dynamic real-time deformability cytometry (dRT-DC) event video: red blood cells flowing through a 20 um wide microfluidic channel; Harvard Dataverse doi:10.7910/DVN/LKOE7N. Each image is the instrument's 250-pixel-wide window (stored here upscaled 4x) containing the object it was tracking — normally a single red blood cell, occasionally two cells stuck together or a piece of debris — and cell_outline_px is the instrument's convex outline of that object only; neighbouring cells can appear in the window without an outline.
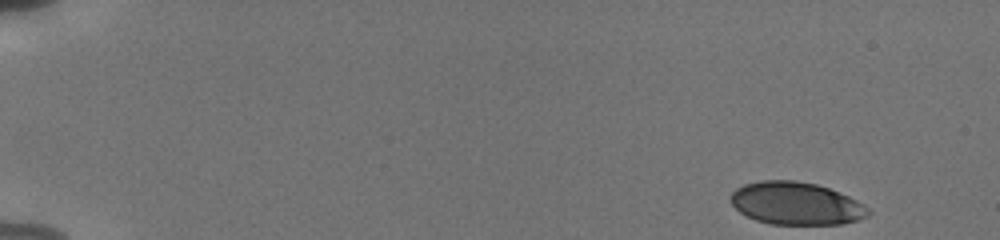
{"species": "human", "species_latin": "Homo sapiens", "temperature_condition": "cold", "stored_images_in_passage": 5, "camera_frame_rate_fps": 3000, "um_per_image_px": 0.085, "donor": {"sex": "male"}, "frame": {"image": 1, "passage_image": 1, "time_ms": 0.0, "image_size_px": [1000, 240], "cell_outline_px": [[872, 212], [868, 216], [856, 220], [840, 224], [772, 224], [756, 220], [740, 212], [732, 204], [732, 192], [736, 188], [744, 184], [760, 180], [796, 180], [816, 184], [840, 192], [864, 204]], "centroid_in_image_um": [67.68, 17.28], "position_along_channel_um": 17.3, "area_um2": 34.1}}